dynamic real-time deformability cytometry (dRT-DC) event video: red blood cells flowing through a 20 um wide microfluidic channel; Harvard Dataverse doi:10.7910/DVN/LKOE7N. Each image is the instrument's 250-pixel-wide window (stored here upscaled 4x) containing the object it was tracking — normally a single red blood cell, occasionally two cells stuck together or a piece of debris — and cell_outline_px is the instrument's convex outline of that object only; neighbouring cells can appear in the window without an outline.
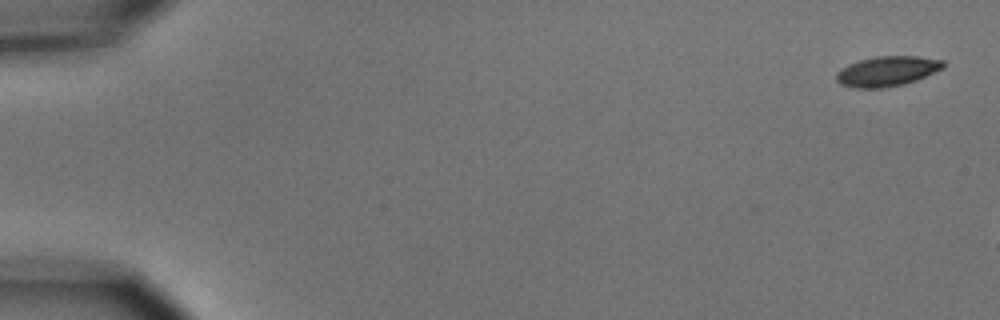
{"species": "common noctule bat (a hibernating species)", "species_latin": "Nyctalus noctula", "temperature_condition": "cold", "stored_images_in_passage": 3, "camera_frame_rate_fps": 3000, "um_per_image_px": 0.085, "animal": {"sex": "male", "body_mass_g": 15.6}, "frame": {"image": 1, "passage_image": 1, "time_ms": 0.0, "image_size_px": [1000, 320], "cell_outline_px": [[944, 68], [916, 80], [904, 84], [884, 88], [856, 88], [840, 84], [836, 80], [836, 72], [840, 68], [848, 64], [860, 60], [876, 56], [916, 56], [944, 60]], "centroid_in_image_um": [75.39, 6.05], "position_along_channel_um": 9.6, "area_um2": 18.79}}